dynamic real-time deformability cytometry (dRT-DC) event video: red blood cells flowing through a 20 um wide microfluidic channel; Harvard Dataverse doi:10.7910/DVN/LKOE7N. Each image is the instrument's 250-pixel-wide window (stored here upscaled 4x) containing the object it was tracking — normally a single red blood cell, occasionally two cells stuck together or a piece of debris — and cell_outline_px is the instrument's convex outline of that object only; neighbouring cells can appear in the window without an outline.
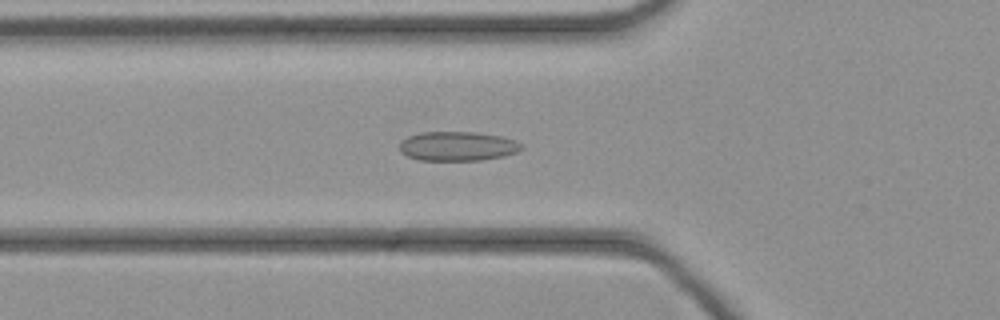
{"species": "common noctule bat (a hibernating species)", "species_latin": "Nyctalus noctula", "temperature_condition": "cold", "stored_images_in_passage": 44, "camera_frame_rate_fps": 3000, "um_per_image_px": 0.085, "animal": {"sex": "female", "body_mass_g": 21.9}, "frame": {"image": 1, "passage_image": 15, "time_ms": 4.667, "image_size_px": [1000, 320], "cell_outline_px": [[524, 148], [516, 152], [504, 156], [480, 160], [420, 160], [408, 156], [400, 152], [400, 140], [408, 136], [420, 132], [476, 132], [504, 136], [516, 140], [524, 144]], "centroid_in_image_um": [38.93, 12.41], "position_along_channel_um": 86.9, "area_um2": 21.1}}
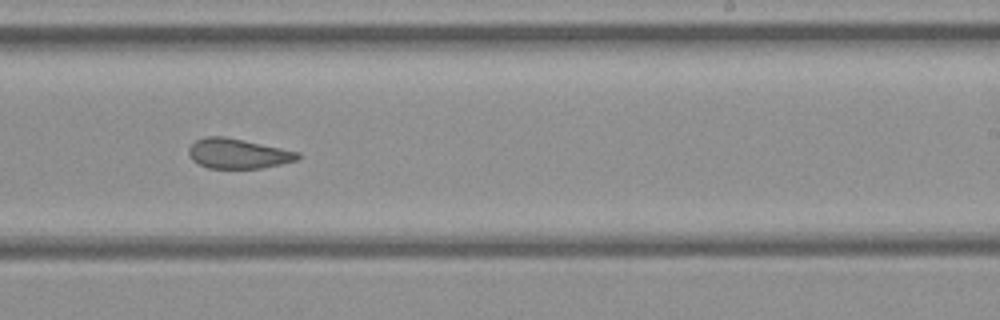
{"frame": {"image": 2, "passage_image": 27, "time_ms": 8.667, "image_size_px": [1000, 320], "cell_outline_px": [[300, 156], [296, 160], [280, 164], [260, 168], [208, 168], [192, 160], [188, 152], [188, 148], [196, 140], [204, 136], [224, 136], [244, 140], [300, 152]], "centroid_in_image_um": [20.2, 13.04], "position_along_channel_um": 268.8, "area_um2": 18.9}}
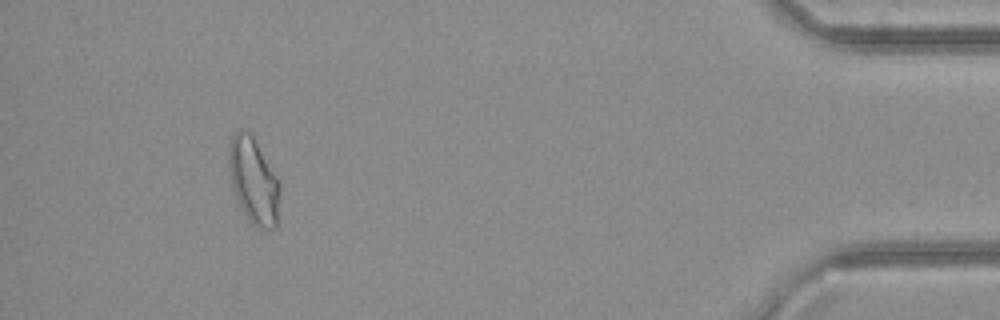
{"frame": {"image": 3, "passage_image": 41, "time_ms": 13.333, "image_size_px": [1000, 320], "cell_outline_px": [[280, 200], [276, 228], [264, 228], [252, 224], [248, 220], [232, 188], [228, 164], [228, 152], [232, 136], [236, 132], [248, 132], [252, 136], [280, 180]], "centroid_in_image_um": [21.58, 15.4], "position_along_channel_um": 413.6, "area_um2": 25.32}}